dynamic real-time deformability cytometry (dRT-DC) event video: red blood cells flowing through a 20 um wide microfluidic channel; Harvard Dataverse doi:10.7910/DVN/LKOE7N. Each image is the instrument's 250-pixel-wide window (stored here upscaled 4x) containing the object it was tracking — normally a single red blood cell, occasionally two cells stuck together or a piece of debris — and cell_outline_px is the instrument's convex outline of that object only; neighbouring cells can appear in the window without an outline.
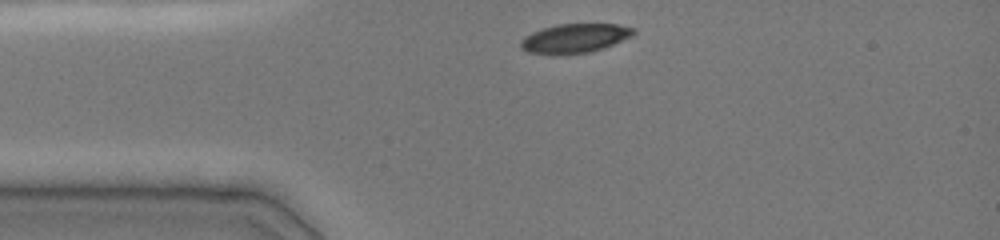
{"species": "common noctule bat (a hibernating species)", "species_latin": "Nyctalus noctula", "temperature_condition": "cold", "stored_images_in_passage": 19, "camera_frame_rate_fps": 3000, "um_per_image_px": 0.085, "animal": {"sex": "female", "body_mass_g": 19.0, "forearm_length_mm": 51.5}, "frame": {"image": 1, "passage_image": 1, "time_ms": 0.0, "image_size_px": [1000, 240], "cell_outline_px": [[636, 32], [632, 36], [604, 48], [588, 52], [560, 56], [552, 56], [528, 52], [520, 48], [520, 40], [524, 36], [532, 32], [556, 24], [616, 24], [636, 28]], "centroid_in_image_um": [48.82, 3.28], "position_along_channel_um": 36.2, "area_um2": 19.59}}
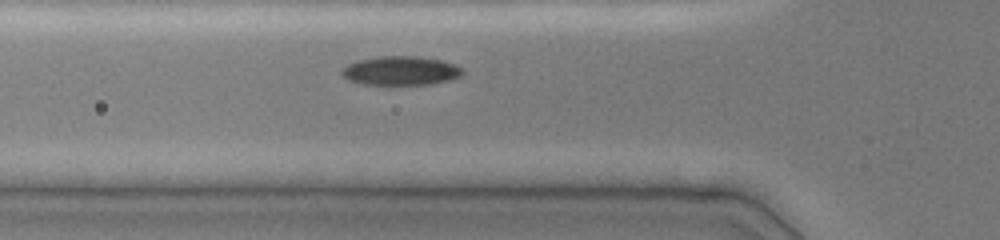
{"frame": {"image": 2, "passage_image": 7, "time_ms": 2.0, "image_size_px": [1000, 240], "cell_outline_px": [[464, 72], [460, 76], [448, 80], [428, 84], [364, 84], [348, 80], [340, 72], [348, 64], [360, 60], [380, 56], [416, 56], [444, 60], [464, 68]], "centroid_in_image_um": [34.1, 6.0], "position_along_channel_um": 91.7, "area_um2": 20.23}}
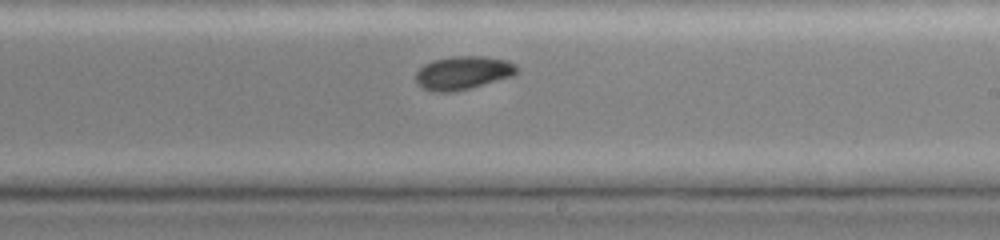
{"frame": {"image": 3, "passage_image": 18, "time_ms": 6.0, "image_size_px": [1000, 240], "cell_outline_px": [[520, 68], [512, 76], [468, 88], [452, 92], [432, 92], [420, 88], [416, 84], [416, 72], [424, 64], [432, 60], [452, 56], [484, 56], [508, 60], [516, 64]], "centroid_in_image_um": [39.32, 6.18], "position_along_channel_um": 249.7, "area_um2": 19.83}}